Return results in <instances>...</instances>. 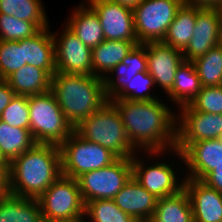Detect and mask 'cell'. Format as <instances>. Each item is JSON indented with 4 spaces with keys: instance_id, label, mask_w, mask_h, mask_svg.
<instances>
[{
    "instance_id": "1",
    "label": "cell",
    "mask_w": 222,
    "mask_h": 222,
    "mask_svg": "<svg viewBox=\"0 0 222 222\" xmlns=\"http://www.w3.org/2000/svg\"><path fill=\"white\" fill-rule=\"evenodd\" d=\"M109 101L119 111L127 137L137 151L151 158L174 153L177 111L173 112L162 99Z\"/></svg>"
},
{
    "instance_id": "2",
    "label": "cell",
    "mask_w": 222,
    "mask_h": 222,
    "mask_svg": "<svg viewBox=\"0 0 222 222\" xmlns=\"http://www.w3.org/2000/svg\"><path fill=\"white\" fill-rule=\"evenodd\" d=\"M61 175L60 147L36 143L10 163L11 194L38 199Z\"/></svg>"
},
{
    "instance_id": "3",
    "label": "cell",
    "mask_w": 222,
    "mask_h": 222,
    "mask_svg": "<svg viewBox=\"0 0 222 222\" xmlns=\"http://www.w3.org/2000/svg\"><path fill=\"white\" fill-rule=\"evenodd\" d=\"M51 91L74 128L108 101L103 78L94 75L56 72L51 77Z\"/></svg>"
},
{
    "instance_id": "4",
    "label": "cell",
    "mask_w": 222,
    "mask_h": 222,
    "mask_svg": "<svg viewBox=\"0 0 222 222\" xmlns=\"http://www.w3.org/2000/svg\"><path fill=\"white\" fill-rule=\"evenodd\" d=\"M74 130L84 139L108 148L119 158H132L137 151L129 141L117 108L107 101Z\"/></svg>"
},
{
    "instance_id": "5",
    "label": "cell",
    "mask_w": 222,
    "mask_h": 222,
    "mask_svg": "<svg viewBox=\"0 0 222 222\" xmlns=\"http://www.w3.org/2000/svg\"><path fill=\"white\" fill-rule=\"evenodd\" d=\"M30 132L36 143L60 146L73 132L51 90L28 96Z\"/></svg>"
},
{
    "instance_id": "6",
    "label": "cell",
    "mask_w": 222,
    "mask_h": 222,
    "mask_svg": "<svg viewBox=\"0 0 222 222\" xmlns=\"http://www.w3.org/2000/svg\"><path fill=\"white\" fill-rule=\"evenodd\" d=\"M59 147L62 175L74 179L109 166L119 158L108 148L82 138L75 130Z\"/></svg>"
},
{
    "instance_id": "7",
    "label": "cell",
    "mask_w": 222,
    "mask_h": 222,
    "mask_svg": "<svg viewBox=\"0 0 222 222\" xmlns=\"http://www.w3.org/2000/svg\"><path fill=\"white\" fill-rule=\"evenodd\" d=\"M131 177V158H118L109 166L82 174L77 181L86 204L96 199L113 200Z\"/></svg>"
},
{
    "instance_id": "8",
    "label": "cell",
    "mask_w": 222,
    "mask_h": 222,
    "mask_svg": "<svg viewBox=\"0 0 222 222\" xmlns=\"http://www.w3.org/2000/svg\"><path fill=\"white\" fill-rule=\"evenodd\" d=\"M183 0H142L133 9L139 44L163 41Z\"/></svg>"
},
{
    "instance_id": "9",
    "label": "cell",
    "mask_w": 222,
    "mask_h": 222,
    "mask_svg": "<svg viewBox=\"0 0 222 222\" xmlns=\"http://www.w3.org/2000/svg\"><path fill=\"white\" fill-rule=\"evenodd\" d=\"M44 222L85 214L77 179L61 175L39 198Z\"/></svg>"
},
{
    "instance_id": "10",
    "label": "cell",
    "mask_w": 222,
    "mask_h": 222,
    "mask_svg": "<svg viewBox=\"0 0 222 222\" xmlns=\"http://www.w3.org/2000/svg\"><path fill=\"white\" fill-rule=\"evenodd\" d=\"M178 109L175 148L179 152L183 153L192 143L216 139L222 133V114L196 111L189 105Z\"/></svg>"
},
{
    "instance_id": "11",
    "label": "cell",
    "mask_w": 222,
    "mask_h": 222,
    "mask_svg": "<svg viewBox=\"0 0 222 222\" xmlns=\"http://www.w3.org/2000/svg\"><path fill=\"white\" fill-rule=\"evenodd\" d=\"M139 153V154H138ZM137 152L132 158V177L156 198H163L179 193L184 189V178L176 175L175 168L166 160L146 164ZM141 159V160H140ZM151 165V166H149ZM179 180V181H178Z\"/></svg>"
},
{
    "instance_id": "12",
    "label": "cell",
    "mask_w": 222,
    "mask_h": 222,
    "mask_svg": "<svg viewBox=\"0 0 222 222\" xmlns=\"http://www.w3.org/2000/svg\"><path fill=\"white\" fill-rule=\"evenodd\" d=\"M63 32H52L56 72L93 75L92 49L87 47L67 26Z\"/></svg>"
},
{
    "instance_id": "13",
    "label": "cell",
    "mask_w": 222,
    "mask_h": 222,
    "mask_svg": "<svg viewBox=\"0 0 222 222\" xmlns=\"http://www.w3.org/2000/svg\"><path fill=\"white\" fill-rule=\"evenodd\" d=\"M220 43H222V10L220 8H197L193 36L182 51L184 61L192 62Z\"/></svg>"
},
{
    "instance_id": "14",
    "label": "cell",
    "mask_w": 222,
    "mask_h": 222,
    "mask_svg": "<svg viewBox=\"0 0 222 222\" xmlns=\"http://www.w3.org/2000/svg\"><path fill=\"white\" fill-rule=\"evenodd\" d=\"M100 20L105 40L138 42L133 9L110 0H85Z\"/></svg>"
},
{
    "instance_id": "15",
    "label": "cell",
    "mask_w": 222,
    "mask_h": 222,
    "mask_svg": "<svg viewBox=\"0 0 222 222\" xmlns=\"http://www.w3.org/2000/svg\"><path fill=\"white\" fill-rule=\"evenodd\" d=\"M144 45L146 46L147 72L153 77L155 87H162L167 94L173 87L177 68L184 61L183 53L162 41L148 42Z\"/></svg>"
},
{
    "instance_id": "16",
    "label": "cell",
    "mask_w": 222,
    "mask_h": 222,
    "mask_svg": "<svg viewBox=\"0 0 222 222\" xmlns=\"http://www.w3.org/2000/svg\"><path fill=\"white\" fill-rule=\"evenodd\" d=\"M174 154L186 165L185 178L203 180L216 166L222 165V143L217 139L192 143L183 153L174 148ZM190 170V171H189Z\"/></svg>"
},
{
    "instance_id": "17",
    "label": "cell",
    "mask_w": 222,
    "mask_h": 222,
    "mask_svg": "<svg viewBox=\"0 0 222 222\" xmlns=\"http://www.w3.org/2000/svg\"><path fill=\"white\" fill-rule=\"evenodd\" d=\"M184 189L189 196L194 222H222V193L192 178H185Z\"/></svg>"
},
{
    "instance_id": "18",
    "label": "cell",
    "mask_w": 222,
    "mask_h": 222,
    "mask_svg": "<svg viewBox=\"0 0 222 222\" xmlns=\"http://www.w3.org/2000/svg\"><path fill=\"white\" fill-rule=\"evenodd\" d=\"M157 199L133 177L115 195L114 202L137 222H149L156 209Z\"/></svg>"
},
{
    "instance_id": "19",
    "label": "cell",
    "mask_w": 222,
    "mask_h": 222,
    "mask_svg": "<svg viewBox=\"0 0 222 222\" xmlns=\"http://www.w3.org/2000/svg\"><path fill=\"white\" fill-rule=\"evenodd\" d=\"M144 71H147L146 46L144 44H138L122 60V62L116 65L103 79L105 97L108 101L113 99L129 84L138 72ZM114 74L116 76H114Z\"/></svg>"
},
{
    "instance_id": "20",
    "label": "cell",
    "mask_w": 222,
    "mask_h": 222,
    "mask_svg": "<svg viewBox=\"0 0 222 222\" xmlns=\"http://www.w3.org/2000/svg\"><path fill=\"white\" fill-rule=\"evenodd\" d=\"M24 46V62L46 70L51 76L56 73L55 46L51 29H41L31 38L21 40Z\"/></svg>"
},
{
    "instance_id": "21",
    "label": "cell",
    "mask_w": 222,
    "mask_h": 222,
    "mask_svg": "<svg viewBox=\"0 0 222 222\" xmlns=\"http://www.w3.org/2000/svg\"><path fill=\"white\" fill-rule=\"evenodd\" d=\"M65 25L90 49L105 40L98 15L86 1L80 2Z\"/></svg>"
},
{
    "instance_id": "22",
    "label": "cell",
    "mask_w": 222,
    "mask_h": 222,
    "mask_svg": "<svg viewBox=\"0 0 222 222\" xmlns=\"http://www.w3.org/2000/svg\"><path fill=\"white\" fill-rule=\"evenodd\" d=\"M138 44L125 40L102 41L92 49L93 75L104 79Z\"/></svg>"
},
{
    "instance_id": "23",
    "label": "cell",
    "mask_w": 222,
    "mask_h": 222,
    "mask_svg": "<svg viewBox=\"0 0 222 222\" xmlns=\"http://www.w3.org/2000/svg\"><path fill=\"white\" fill-rule=\"evenodd\" d=\"M51 77L46 70L27 64L9 75L5 81L15 95L33 96L51 90Z\"/></svg>"
},
{
    "instance_id": "24",
    "label": "cell",
    "mask_w": 222,
    "mask_h": 222,
    "mask_svg": "<svg viewBox=\"0 0 222 222\" xmlns=\"http://www.w3.org/2000/svg\"><path fill=\"white\" fill-rule=\"evenodd\" d=\"M201 83L195 65L191 61H183L177 68L172 89L167 93L176 107L189 105L200 93Z\"/></svg>"
},
{
    "instance_id": "25",
    "label": "cell",
    "mask_w": 222,
    "mask_h": 222,
    "mask_svg": "<svg viewBox=\"0 0 222 222\" xmlns=\"http://www.w3.org/2000/svg\"><path fill=\"white\" fill-rule=\"evenodd\" d=\"M149 222H194L191 203L185 189L177 194L158 198Z\"/></svg>"
},
{
    "instance_id": "26",
    "label": "cell",
    "mask_w": 222,
    "mask_h": 222,
    "mask_svg": "<svg viewBox=\"0 0 222 222\" xmlns=\"http://www.w3.org/2000/svg\"><path fill=\"white\" fill-rule=\"evenodd\" d=\"M0 222H44L38 199L10 195L0 200Z\"/></svg>"
},
{
    "instance_id": "27",
    "label": "cell",
    "mask_w": 222,
    "mask_h": 222,
    "mask_svg": "<svg viewBox=\"0 0 222 222\" xmlns=\"http://www.w3.org/2000/svg\"><path fill=\"white\" fill-rule=\"evenodd\" d=\"M196 18L197 7L182 4L162 42L183 51L193 36Z\"/></svg>"
},
{
    "instance_id": "28",
    "label": "cell",
    "mask_w": 222,
    "mask_h": 222,
    "mask_svg": "<svg viewBox=\"0 0 222 222\" xmlns=\"http://www.w3.org/2000/svg\"><path fill=\"white\" fill-rule=\"evenodd\" d=\"M35 144L29 129L10 126L0 119V147L10 163Z\"/></svg>"
},
{
    "instance_id": "29",
    "label": "cell",
    "mask_w": 222,
    "mask_h": 222,
    "mask_svg": "<svg viewBox=\"0 0 222 222\" xmlns=\"http://www.w3.org/2000/svg\"><path fill=\"white\" fill-rule=\"evenodd\" d=\"M0 14L33 22L40 30L50 26L42 0H0Z\"/></svg>"
},
{
    "instance_id": "30",
    "label": "cell",
    "mask_w": 222,
    "mask_h": 222,
    "mask_svg": "<svg viewBox=\"0 0 222 222\" xmlns=\"http://www.w3.org/2000/svg\"><path fill=\"white\" fill-rule=\"evenodd\" d=\"M202 87L222 85V43L192 61Z\"/></svg>"
},
{
    "instance_id": "31",
    "label": "cell",
    "mask_w": 222,
    "mask_h": 222,
    "mask_svg": "<svg viewBox=\"0 0 222 222\" xmlns=\"http://www.w3.org/2000/svg\"><path fill=\"white\" fill-rule=\"evenodd\" d=\"M87 222H137L120 210L114 200L96 199L85 204Z\"/></svg>"
},
{
    "instance_id": "32",
    "label": "cell",
    "mask_w": 222,
    "mask_h": 222,
    "mask_svg": "<svg viewBox=\"0 0 222 222\" xmlns=\"http://www.w3.org/2000/svg\"><path fill=\"white\" fill-rule=\"evenodd\" d=\"M24 65L27 64L24 62V46H21V40H0V80H5Z\"/></svg>"
},
{
    "instance_id": "33",
    "label": "cell",
    "mask_w": 222,
    "mask_h": 222,
    "mask_svg": "<svg viewBox=\"0 0 222 222\" xmlns=\"http://www.w3.org/2000/svg\"><path fill=\"white\" fill-rule=\"evenodd\" d=\"M39 31L40 29L33 22L0 14V40L18 41L31 38Z\"/></svg>"
},
{
    "instance_id": "34",
    "label": "cell",
    "mask_w": 222,
    "mask_h": 222,
    "mask_svg": "<svg viewBox=\"0 0 222 222\" xmlns=\"http://www.w3.org/2000/svg\"><path fill=\"white\" fill-rule=\"evenodd\" d=\"M150 87H155L153 77L147 71L138 72L129 84L111 100L142 101L160 99L157 96H153L152 92L150 93Z\"/></svg>"
},
{
    "instance_id": "35",
    "label": "cell",
    "mask_w": 222,
    "mask_h": 222,
    "mask_svg": "<svg viewBox=\"0 0 222 222\" xmlns=\"http://www.w3.org/2000/svg\"><path fill=\"white\" fill-rule=\"evenodd\" d=\"M0 119L10 126L30 130L28 96L15 95L3 110Z\"/></svg>"
},
{
    "instance_id": "36",
    "label": "cell",
    "mask_w": 222,
    "mask_h": 222,
    "mask_svg": "<svg viewBox=\"0 0 222 222\" xmlns=\"http://www.w3.org/2000/svg\"><path fill=\"white\" fill-rule=\"evenodd\" d=\"M196 111L222 114V85L202 87L200 93L189 104Z\"/></svg>"
},
{
    "instance_id": "37",
    "label": "cell",
    "mask_w": 222,
    "mask_h": 222,
    "mask_svg": "<svg viewBox=\"0 0 222 222\" xmlns=\"http://www.w3.org/2000/svg\"><path fill=\"white\" fill-rule=\"evenodd\" d=\"M202 182L222 193V165L216 166V169H213Z\"/></svg>"
},
{
    "instance_id": "38",
    "label": "cell",
    "mask_w": 222,
    "mask_h": 222,
    "mask_svg": "<svg viewBox=\"0 0 222 222\" xmlns=\"http://www.w3.org/2000/svg\"><path fill=\"white\" fill-rule=\"evenodd\" d=\"M10 195V167H0V200Z\"/></svg>"
},
{
    "instance_id": "39",
    "label": "cell",
    "mask_w": 222,
    "mask_h": 222,
    "mask_svg": "<svg viewBox=\"0 0 222 222\" xmlns=\"http://www.w3.org/2000/svg\"><path fill=\"white\" fill-rule=\"evenodd\" d=\"M14 96L10 85L5 80H0V115Z\"/></svg>"
},
{
    "instance_id": "40",
    "label": "cell",
    "mask_w": 222,
    "mask_h": 222,
    "mask_svg": "<svg viewBox=\"0 0 222 222\" xmlns=\"http://www.w3.org/2000/svg\"><path fill=\"white\" fill-rule=\"evenodd\" d=\"M183 4L195 6L197 8H220L222 0H183Z\"/></svg>"
},
{
    "instance_id": "41",
    "label": "cell",
    "mask_w": 222,
    "mask_h": 222,
    "mask_svg": "<svg viewBox=\"0 0 222 222\" xmlns=\"http://www.w3.org/2000/svg\"><path fill=\"white\" fill-rule=\"evenodd\" d=\"M130 9L136 8L142 0H110Z\"/></svg>"
},
{
    "instance_id": "42",
    "label": "cell",
    "mask_w": 222,
    "mask_h": 222,
    "mask_svg": "<svg viewBox=\"0 0 222 222\" xmlns=\"http://www.w3.org/2000/svg\"><path fill=\"white\" fill-rule=\"evenodd\" d=\"M86 221H87L86 215L83 214L81 216H74V217H71V218L58 219V220H54V221H51V222H86Z\"/></svg>"
},
{
    "instance_id": "43",
    "label": "cell",
    "mask_w": 222,
    "mask_h": 222,
    "mask_svg": "<svg viewBox=\"0 0 222 222\" xmlns=\"http://www.w3.org/2000/svg\"><path fill=\"white\" fill-rule=\"evenodd\" d=\"M0 167H10V162L4 157L0 147Z\"/></svg>"
},
{
    "instance_id": "44",
    "label": "cell",
    "mask_w": 222,
    "mask_h": 222,
    "mask_svg": "<svg viewBox=\"0 0 222 222\" xmlns=\"http://www.w3.org/2000/svg\"><path fill=\"white\" fill-rule=\"evenodd\" d=\"M216 139L222 143V133L219 134Z\"/></svg>"
}]
</instances>
